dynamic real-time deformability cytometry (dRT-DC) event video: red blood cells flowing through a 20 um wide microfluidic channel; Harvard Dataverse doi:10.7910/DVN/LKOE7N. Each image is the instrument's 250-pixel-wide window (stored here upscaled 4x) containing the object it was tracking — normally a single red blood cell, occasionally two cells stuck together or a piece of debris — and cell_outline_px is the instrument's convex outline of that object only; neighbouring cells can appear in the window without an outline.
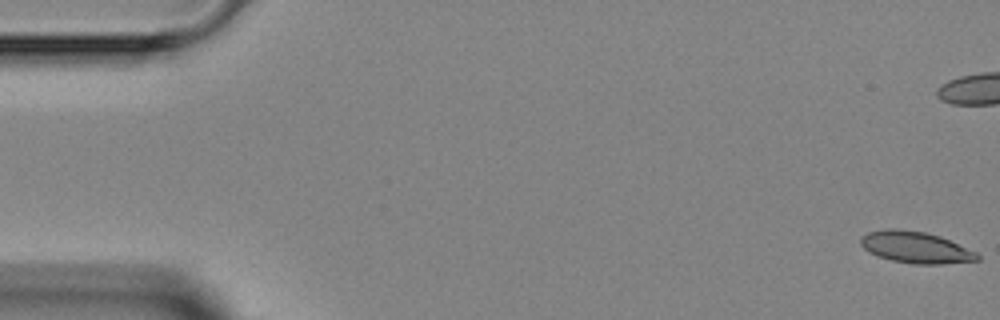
{"species": "Egyptian fruit bat (a non-hibernating species)", "species_latin": "Rousettus aegyptiacus", "temperature_condition": "room temperature", "stored_images_in_passage": 8, "segment_of_instrument_passage": [1, 2], "camera_frame_rate_fps": 3000, "um_per_image_px": 0.085, "animal": {"sex": "female"}, "frame": {"image": 1, "passage_image": 1, "time_ms": 0.0, "image_size_px": [1000, 320], "cell_outline_px": [[980, 260], [940, 264], [912, 264], [892, 260], [876, 256], [868, 252], [860, 244], [860, 236], [868, 232], [884, 228], [896, 228], [924, 232], [940, 236], [976, 252], [980, 256]], "centroid_in_image_um": [77.78, 21.02], "position_along_channel_um": 7.2, "area_um2": 21.56}}
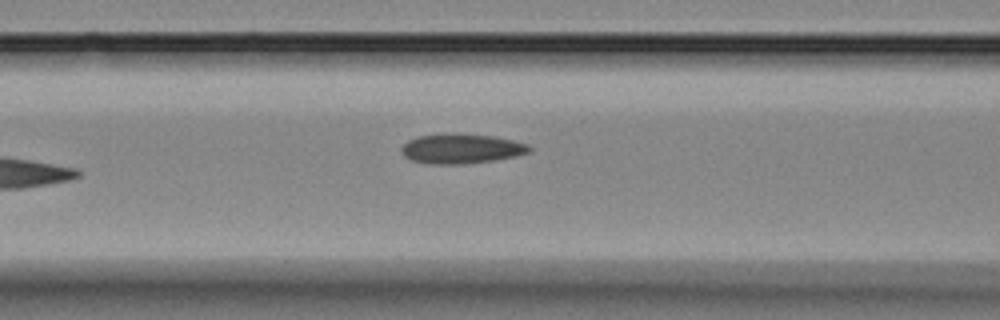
{"frame": {"image": 2, "passage_image": 7, "time_ms": 7.0, "image_size_px": [1000, 320], "cell_outline_px": [[532, 152], [516, 156], [492, 160], [460, 164], [428, 164], [412, 160], [404, 156], [400, 152], [400, 148], [408, 140], [420, 136], [492, 136], [512, 140], [528, 144], [532, 148]], "centroid_in_image_um": [39.23, 12.68], "position_along_channel_um": 127.4, "area_um2": 21.27}}